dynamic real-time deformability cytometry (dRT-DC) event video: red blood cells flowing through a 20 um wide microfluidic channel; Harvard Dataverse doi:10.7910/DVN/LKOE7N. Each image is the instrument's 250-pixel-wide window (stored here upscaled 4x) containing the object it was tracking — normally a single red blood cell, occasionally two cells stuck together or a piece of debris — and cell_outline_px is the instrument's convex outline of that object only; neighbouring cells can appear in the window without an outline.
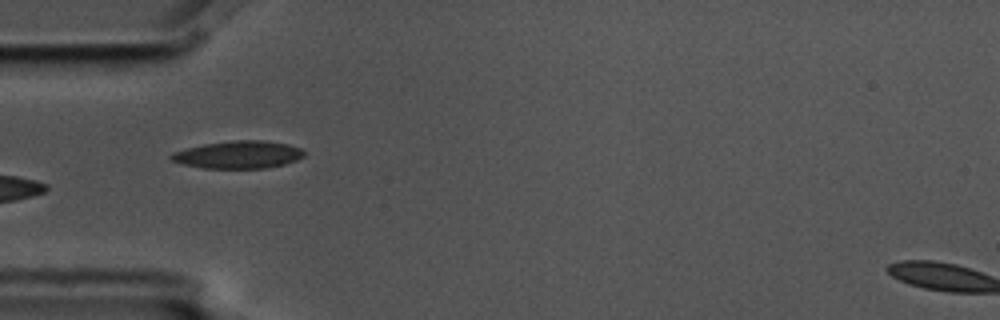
{"species": "common noctule bat (a hibernating species)", "species_latin": "Nyctalus noctula", "temperature_condition": "cold", "stored_images_in_passage": 15, "camera_frame_rate_fps": 3000, "um_per_image_px": 0.085, "animal": {"sex": "male", "body_mass_g": 17.5, "forearm_length_mm": 52.3}, "frame": {"image": 1, "passage_image": 5, "time_ms": 1.333, "image_size_px": [1000, 320], "cell_outline_px": [[304, 156], [296, 160], [284, 164], [264, 168], [204, 168], [184, 164], [168, 160], [168, 156], [172, 152], [204, 144], [232, 140], [264, 140], [288, 144], [300, 148], [304, 152]], "centroid_in_image_um": [20.23, 13.14], "position_along_channel_um": 64.8, "area_um2": 21.33}}
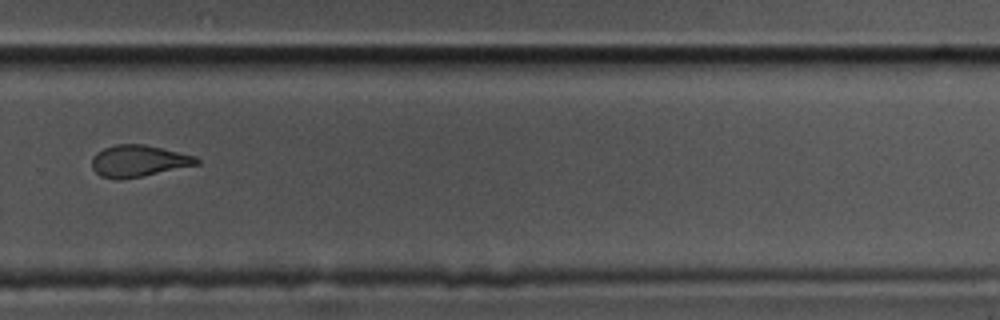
{"frame": {"image": 2, "passage_image": 11, "time_ms": 3.333, "image_size_px": [1000, 320], "cell_outline_px": [[200, 164], [144, 176], [116, 180], [100, 176], [92, 168], [92, 156], [96, 152], [104, 148], [116, 144], [144, 144], [196, 156], [200, 160]], "centroid_in_image_um": [11.77, 13.69], "position_along_channel_um": 318.0, "area_um2": 19.48}}
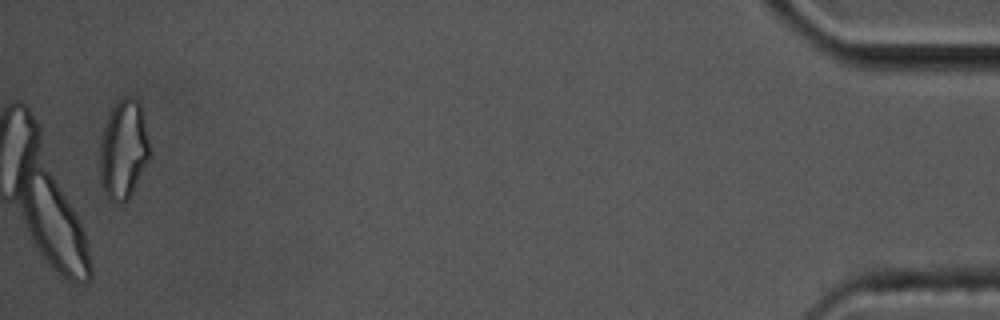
{"frame": {"image": 3, "passage_image": 15, "time_ms": 4.667, "image_size_px": [1000, 320], "cell_outline_px": [[148, 160], [128, 200], [116, 204], [108, 200], [104, 192], [100, 180], [100, 144], [104, 128], [112, 108], [124, 96], [128, 96], [140, 100], [148, 140]], "centroid_in_image_um": [10.48, 12.74], "position_along_channel_um": 424.7, "area_um2": 28.44}}